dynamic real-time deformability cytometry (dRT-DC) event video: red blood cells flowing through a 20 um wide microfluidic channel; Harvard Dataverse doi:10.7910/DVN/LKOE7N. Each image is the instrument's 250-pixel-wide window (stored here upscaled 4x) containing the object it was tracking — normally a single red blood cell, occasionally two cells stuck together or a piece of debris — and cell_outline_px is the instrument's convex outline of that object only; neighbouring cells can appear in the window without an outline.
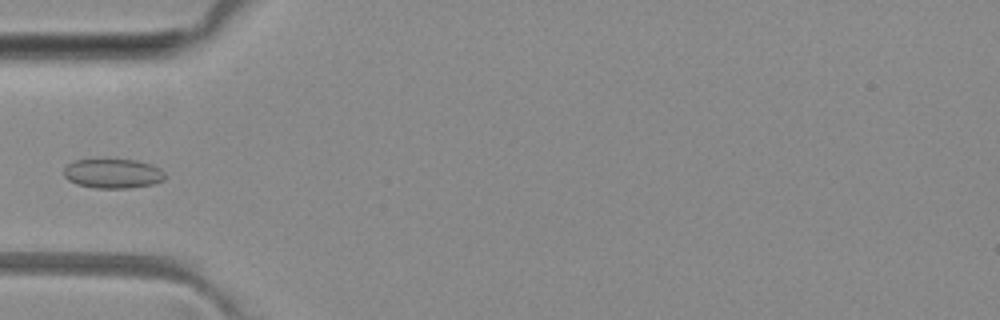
{"species": "common noctule bat (a hibernating species)", "species_latin": "Nyctalus noctula", "temperature_condition": "room temperature", "stored_images_in_passage": 6, "camera_frame_rate_fps": 3000, "um_per_image_px": 0.085, "animal": {"sex": "female", "body_mass_g": 29.2, "forearm_length_mm": 56.3}, "frame": {"image": 1, "passage_image": 5, "time_ms": 5.333, "image_size_px": [1000, 320], "cell_outline_px": [[164, 180], [152, 184], [128, 188], [96, 188], [76, 184], [68, 180], [64, 176], [64, 168], [72, 160], [136, 160], [160, 168], [164, 172]], "centroid_in_image_um": [9.57, 14.76], "position_along_channel_um": 75.4, "area_um2": 17.22}}
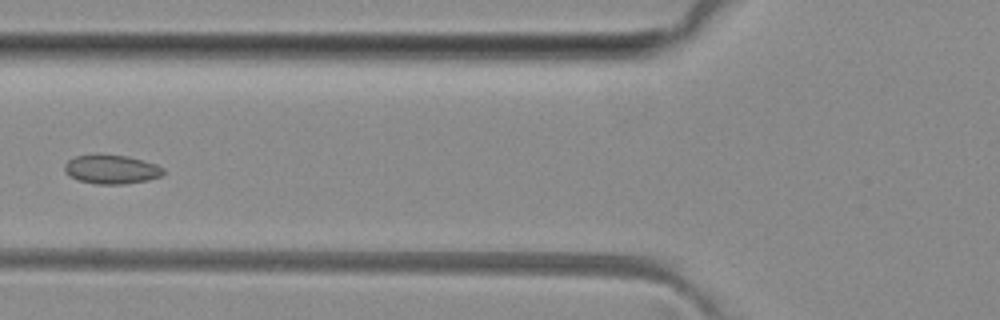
{"frame": {"image": 2, "passage_image": 6, "time_ms": 6.333, "image_size_px": [1000, 320], "cell_outline_px": [[164, 172], [160, 176], [148, 180], [124, 184], [96, 184], [80, 180], [64, 172], [64, 164], [68, 160], [76, 156], [128, 156], [156, 164], [164, 168]], "centroid_in_image_um": [9.5, 14.41], "position_along_channel_um": 116.3, "area_um2": 16.24}}